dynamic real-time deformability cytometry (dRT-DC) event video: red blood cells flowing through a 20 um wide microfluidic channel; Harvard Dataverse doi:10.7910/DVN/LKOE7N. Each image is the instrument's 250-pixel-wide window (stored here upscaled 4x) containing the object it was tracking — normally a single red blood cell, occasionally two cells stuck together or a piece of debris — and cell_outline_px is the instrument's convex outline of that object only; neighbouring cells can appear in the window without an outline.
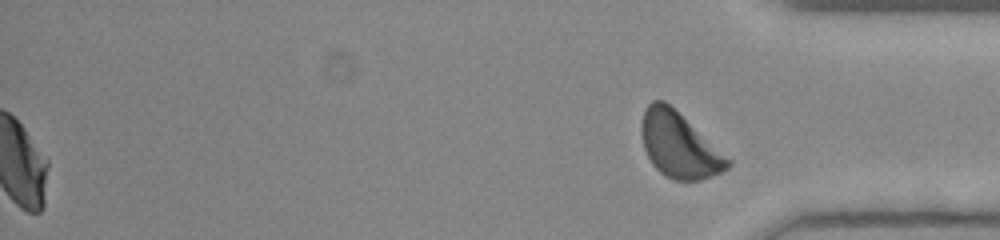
{"species": "human", "species_latin": "Homo sapiens", "temperature_condition": "room temperature", "stored_images_in_passage": 48, "segment_of_instrument_passage": [2, 2], "camera_frame_rate_fps": 3000, "um_per_image_px": 0.085, "donor": {"sex": "female"}, "frame": {"image": 1, "passage_image": 48, "time_ms": 15.667, "image_size_px": [1000, 240], "cell_outline_px": [[732, 164], [728, 168], [720, 172], [700, 180], [676, 180], [664, 176], [652, 164], [644, 148], [640, 132], [640, 124], [644, 108], [652, 100], [664, 100], [732, 160]], "centroid_in_image_um": [57.69, 12.33], "position_along_channel_um": 377.5, "area_um2": 32.6}}